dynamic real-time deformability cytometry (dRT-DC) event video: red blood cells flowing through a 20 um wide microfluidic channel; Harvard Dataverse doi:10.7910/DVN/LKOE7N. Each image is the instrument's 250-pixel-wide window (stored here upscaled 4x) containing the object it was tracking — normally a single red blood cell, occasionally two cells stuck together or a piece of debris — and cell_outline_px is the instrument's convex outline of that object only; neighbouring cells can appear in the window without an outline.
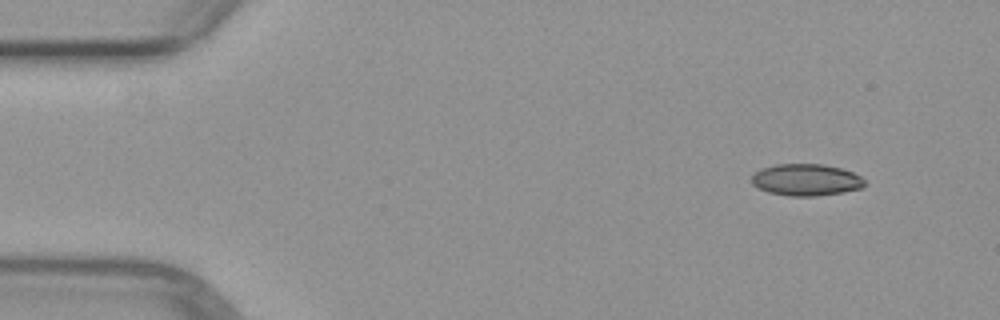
{"species": "common noctule bat (a hibernating species)", "species_latin": "Nyctalus noctula", "temperature_condition": "warm", "stored_images_in_passage": 3, "camera_frame_rate_fps": 3000, "um_per_image_px": 0.085, "animal": {"sex": "female", "body_mass_g": 29.2, "forearm_length_mm": 56.3}, "frame": {"image": 1, "passage_image": 1, "time_ms": 0.0, "image_size_px": [1000, 320], "cell_outline_px": [[864, 184], [860, 188], [844, 192], [816, 196], [788, 196], [768, 192], [752, 184], [752, 176], [760, 168], [776, 164], [820, 164], [840, 168], [852, 172], [860, 176], [864, 180]], "centroid_in_image_um": [68.49, 15.29], "position_along_channel_um": 16.5, "area_um2": 20.81}}
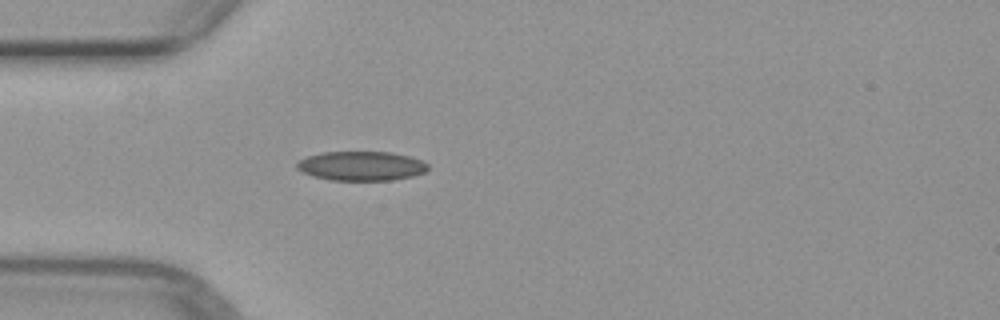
{"frame": {"image": 2, "passage_image": 3, "time_ms": 3.333, "image_size_px": [1000, 320], "cell_outline_px": [[428, 168], [424, 172], [416, 176], [392, 180], [328, 180], [312, 176], [296, 168], [296, 164], [300, 160], [308, 156], [324, 152], [392, 152], [408, 156], [420, 160], [428, 164]], "centroid_in_image_um": [30.72, 14.11], "position_along_channel_um": 54.3, "area_um2": 22.37}}